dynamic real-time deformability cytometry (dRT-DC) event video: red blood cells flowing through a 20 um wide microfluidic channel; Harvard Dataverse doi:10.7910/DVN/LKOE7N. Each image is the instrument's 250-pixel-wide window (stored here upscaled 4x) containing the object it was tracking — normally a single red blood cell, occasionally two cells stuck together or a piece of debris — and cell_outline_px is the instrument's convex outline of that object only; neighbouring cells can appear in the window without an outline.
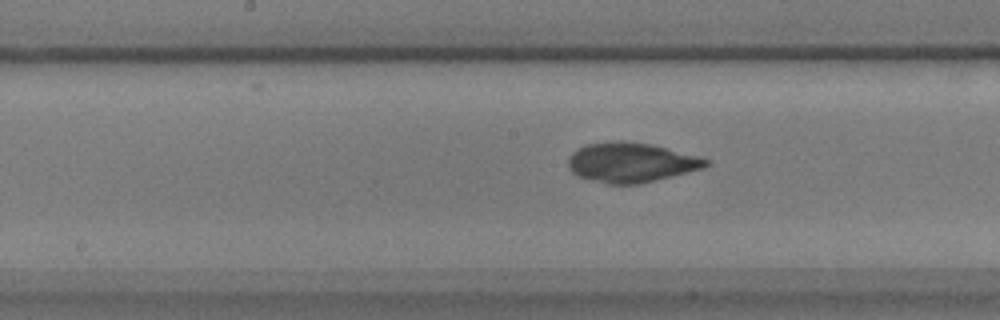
{"species": "common noctule bat (a hibernating species)", "species_latin": "Nyctalus noctula", "temperature_condition": "warm", "stored_images_in_passage": 44, "camera_frame_rate_fps": 3000, "um_per_image_px": 0.085, "animal": {"sex": "male", "body_mass_g": 17.9}, "frame": {"image": 1, "passage_image": 21, "time_ms": 6.667, "image_size_px": [1000, 320], "cell_outline_px": [[712, 160], [704, 168], [640, 184], [608, 184], [580, 176], [572, 172], [568, 168], [568, 156], [572, 152], [588, 144], [616, 140], [620, 140], [652, 144], [700, 156]], "centroid_in_image_um": [53.67, 13.8], "position_along_channel_um": 194.5, "area_um2": 31.91}}
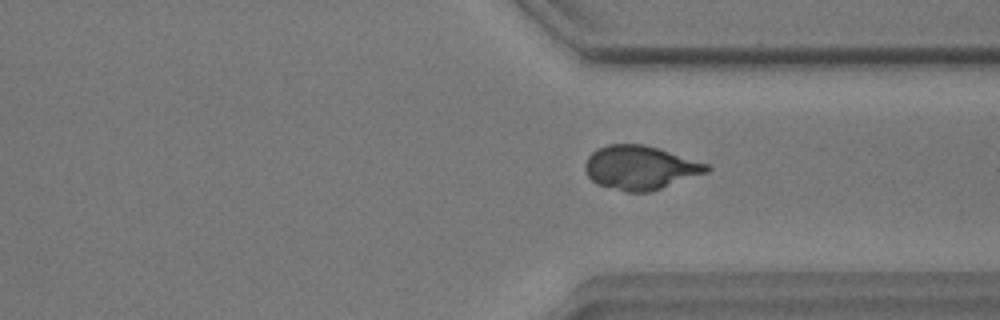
{"frame": {"image": 2, "passage_image": 35, "time_ms": 11.333, "image_size_px": [1000, 320], "cell_outline_px": [[712, 168], [708, 172], [652, 192], [628, 192], [596, 184], [588, 176], [584, 168], [584, 164], [588, 156], [596, 148], [608, 144], [644, 144], [708, 164]], "centroid_in_image_um": [54.4, 14.25], "position_along_channel_um": 357.0, "area_um2": 31.15}}
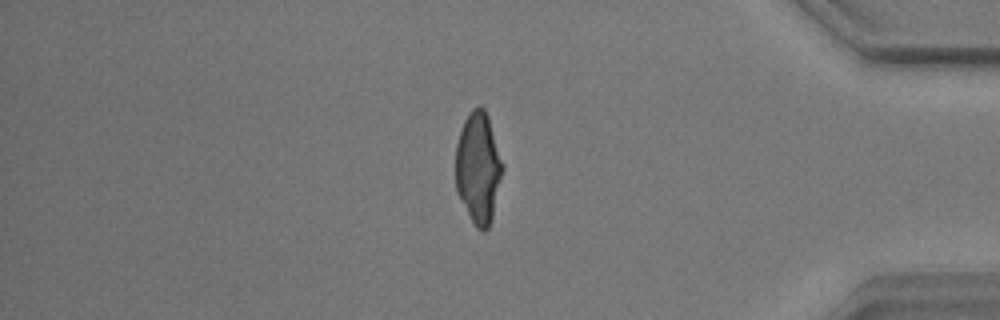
{"frame": {"image": 3, "passage_image": 41, "time_ms": 13.333, "image_size_px": [1000, 320], "cell_outline_px": [[504, 168], [492, 220], [488, 228], [484, 232], [476, 228], [456, 192], [456, 144], [464, 120], [472, 108], [480, 104], [484, 108], [488, 116], [504, 164]], "centroid_in_image_um": [40.67, 14.26], "position_along_channel_um": 394.5, "area_um2": 30.75}}